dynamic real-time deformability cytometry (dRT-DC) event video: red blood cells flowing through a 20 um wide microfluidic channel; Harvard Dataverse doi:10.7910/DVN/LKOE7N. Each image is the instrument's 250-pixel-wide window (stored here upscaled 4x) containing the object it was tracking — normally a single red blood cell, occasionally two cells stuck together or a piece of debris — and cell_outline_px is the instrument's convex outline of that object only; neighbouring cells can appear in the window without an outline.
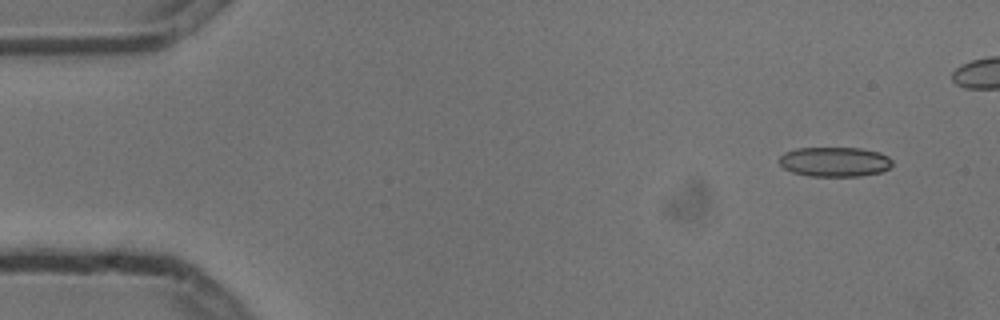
{"species": "common noctule bat (a hibernating species)", "species_latin": "Nyctalus noctula", "temperature_condition": "cold", "stored_images_in_passage": 5, "camera_frame_rate_fps": 3000, "um_per_image_px": 0.085, "animal": {"sex": "male", "body_mass_g": 13.3}, "frame": {"image": 1, "passage_image": 1, "time_ms": 0.0, "image_size_px": [1000, 320], "cell_outline_px": [[892, 164], [888, 168], [880, 172], [860, 176], [812, 176], [792, 172], [784, 168], [780, 164], [780, 156], [784, 152], [796, 148], [860, 148], [880, 152], [888, 156], [892, 160]], "centroid_in_image_um": [70.95, 13.74], "position_along_channel_um": 14.1, "area_um2": 19.54}}